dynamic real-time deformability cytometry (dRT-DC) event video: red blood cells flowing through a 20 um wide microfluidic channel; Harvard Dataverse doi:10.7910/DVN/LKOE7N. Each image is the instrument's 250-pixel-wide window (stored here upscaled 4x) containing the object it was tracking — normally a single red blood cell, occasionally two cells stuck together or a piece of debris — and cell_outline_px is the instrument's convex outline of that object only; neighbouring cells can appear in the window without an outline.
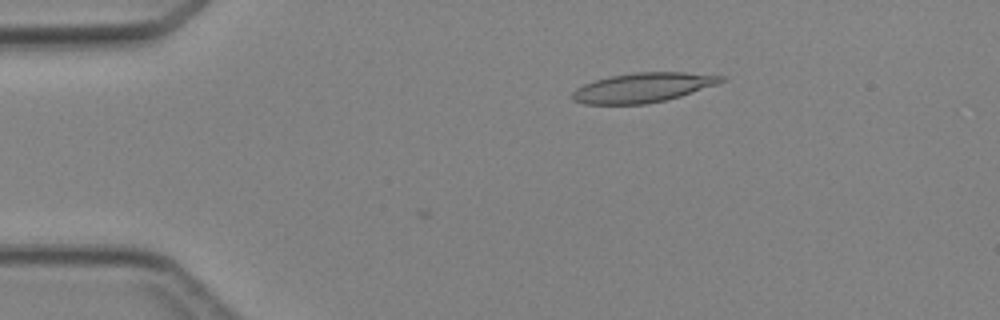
{"species": "Egyptian fruit bat (a non-hibernating species)", "species_latin": "Rousettus aegyptiacus", "temperature_condition": "cold", "stored_images_in_passage": 4, "camera_frame_rate_fps": 3000, "um_per_image_px": 0.085, "animal": {"sex": "female"}, "frame": {"image": 1, "passage_image": 2, "time_ms": 1.333, "image_size_px": [1000, 320], "cell_outline_px": [[724, 80], [716, 84], [680, 96], [664, 100], [644, 104], [584, 104], [572, 100], [572, 92], [576, 88], [584, 84], [608, 76], [636, 72], [684, 72], [724, 76]], "centroid_in_image_um": [54.59, 7.44], "position_along_channel_um": 30.4, "area_um2": 25.37}}
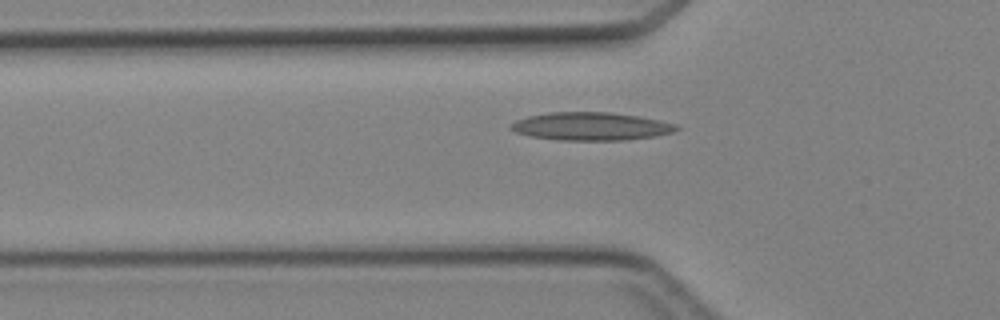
{"frame": {"image": 2, "passage_image": 4, "time_ms": 3.667, "image_size_px": [1000, 320], "cell_outline_px": [[680, 128], [672, 132], [652, 136], [624, 140], [560, 140], [528, 136], [516, 132], [508, 128], [508, 124], [516, 120], [528, 116], [548, 112], [608, 112], [640, 116], [676, 124]], "centroid_in_image_um": [50.16, 10.73], "position_along_channel_um": 75.6, "area_um2": 27.05}}